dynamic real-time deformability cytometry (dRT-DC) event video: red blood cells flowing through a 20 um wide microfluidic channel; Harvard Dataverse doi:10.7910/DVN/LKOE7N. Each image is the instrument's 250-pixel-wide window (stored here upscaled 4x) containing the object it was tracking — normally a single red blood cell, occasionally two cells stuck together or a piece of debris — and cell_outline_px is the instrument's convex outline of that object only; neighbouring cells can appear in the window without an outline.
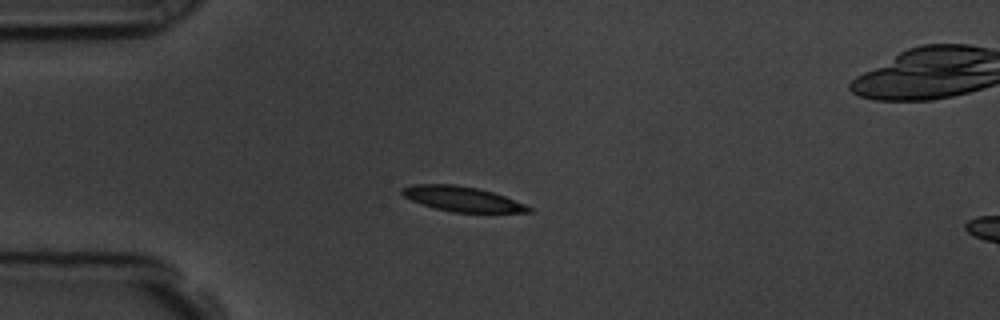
{"species": "common noctule bat (a hibernating species)", "species_latin": "Nyctalus noctula", "temperature_condition": "room temperature", "stored_images_in_passage": 45, "camera_frame_rate_fps": 3000, "um_per_image_px": 0.085, "animal": {"sex": "male", "body_mass_g": 19.5, "forearm_length_mm": 54.6}, "frame": {"image": 1, "passage_image": 1, "time_ms": 0.0, "image_size_px": [1000, 320], "cell_outline_px": [[532, 212], [452, 212], [436, 208], [412, 200], [404, 196], [400, 192], [400, 188], [412, 184], [456, 184], [480, 188], [504, 196], [524, 204], [532, 208]], "centroid_in_image_um": [39.26, 16.89], "position_along_channel_um": 45.7, "area_um2": 18.26}}
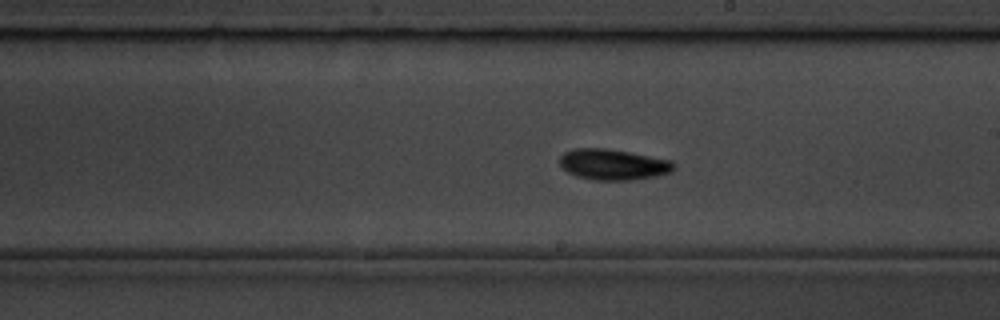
{"frame": {"image": 2, "passage_image": 19, "time_ms": 6.0, "image_size_px": [1000, 320], "cell_outline_px": [[676, 168], [672, 172], [656, 176], [632, 180], [592, 180], [576, 176], [568, 172], [560, 164], [560, 156], [564, 152], [576, 148], [604, 148], [628, 152], [672, 160], [676, 164]], "centroid_in_image_um": [52.15, 13.99], "position_along_channel_um": 236.9, "area_um2": 20.58}}
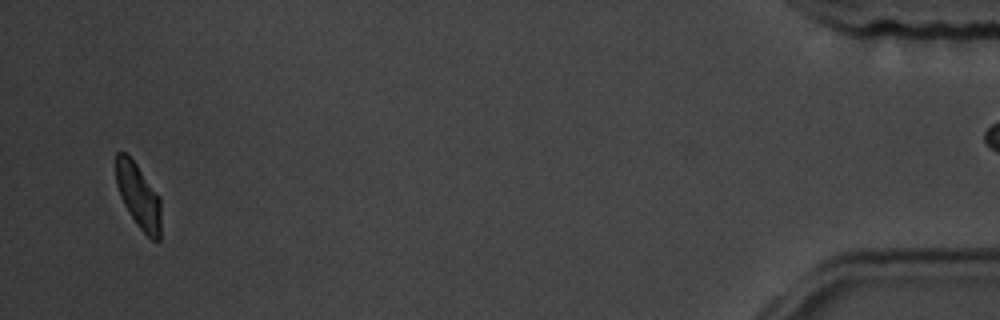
{"frame": {"image": 3, "passage_image": 42, "time_ms": 13.667, "image_size_px": [1000, 320], "cell_outline_px": [[160, 240], [152, 240], [140, 228], [124, 204], [120, 196], [116, 184], [116, 152], [124, 152], [136, 164], [160, 196]], "centroid_in_image_um": [11.77, 16.65], "position_along_channel_um": 423.4, "area_um2": 16.7}}